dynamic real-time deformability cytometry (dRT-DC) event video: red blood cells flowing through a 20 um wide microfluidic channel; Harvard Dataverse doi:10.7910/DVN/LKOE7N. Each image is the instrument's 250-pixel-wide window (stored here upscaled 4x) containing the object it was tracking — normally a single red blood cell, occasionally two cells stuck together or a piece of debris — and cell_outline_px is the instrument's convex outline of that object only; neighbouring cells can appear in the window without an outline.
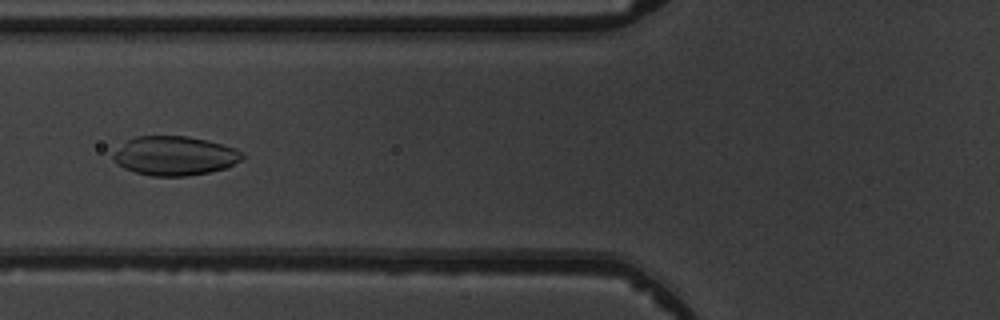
{"species": "common noctule bat (a hibernating species)", "species_latin": "Nyctalus noctula", "temperature_condition": "warm", "stored_images_in_passage": 5, "camera_frame_rate_fps": 3000, "um_per_image_px": 0.085, "animal": {"sex": "male", "body_mass_g": 19.5, "forearm_length_mm": 54.6}, "frame": {"image": 1, "passage_image": 5, "time_ms": 4.667, "image_size_px": [1000, 320], "cell_outline_px": [[244, 156], [240, 160], [224, 168], [208, 172], [184, 176], [152, 176], [136, 172], [124, 168], [116, 164], [112, 160], [112, 156], [128, 140], [136, 136], [188, 136], [236, 148], [244, 152]], "centroid_in_image_um": [14.84, 13.24], "position_along_channel_um": 111.0, "area_um2": 29.07}}